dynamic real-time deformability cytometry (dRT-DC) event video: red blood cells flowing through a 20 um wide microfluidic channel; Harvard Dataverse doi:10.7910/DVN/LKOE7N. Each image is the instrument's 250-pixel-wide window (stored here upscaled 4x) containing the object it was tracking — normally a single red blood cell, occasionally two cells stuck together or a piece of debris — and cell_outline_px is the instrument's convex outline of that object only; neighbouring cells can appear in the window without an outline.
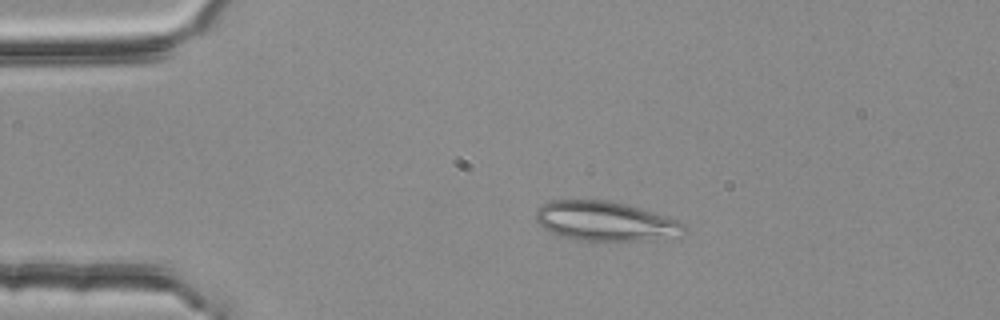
{"species": "common noctule bat (a hibernating species)", "species_latin": "Nyctalus noctula", "temperature_condition": "room temperature", "stored_images_in_passage": 2, "camera_frame_rate_fps": 3000, "um_per_image_px": 0.085, "animal": {"sex": "female", "body_mass_g": 25.1}, "frame": {"image": 1, "passage_image": 1, "time_ms": 0.0, "image_size_px": [1000, 320], "cell_outline_px": [[684, 228], [652, 240], [576, 240], [556, 236], [544, 228], [536, 220], [536, 208], [540, 204], [548, 200], [604, 200], [624, 204], [640, 208], [668, 216], [680, 220], [684, 224]], "centroid_in_image_um": [51.29, 18.77], "position_along_channel_um": 33.7, "area_um2": 33.58}}